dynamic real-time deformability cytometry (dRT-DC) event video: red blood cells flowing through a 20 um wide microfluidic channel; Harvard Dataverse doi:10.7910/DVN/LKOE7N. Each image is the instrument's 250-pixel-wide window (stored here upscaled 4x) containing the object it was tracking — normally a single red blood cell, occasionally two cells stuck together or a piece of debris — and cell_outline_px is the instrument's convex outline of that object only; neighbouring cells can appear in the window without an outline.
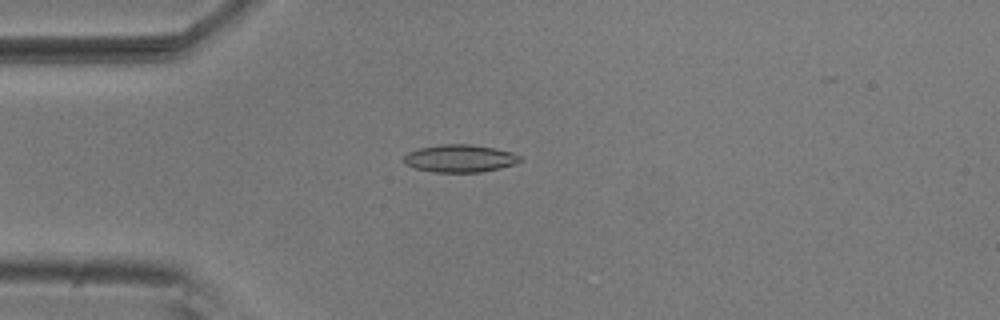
{"species": "common noctule bat (a hibernating species)", "species_latin": "Nyctalus noctula", "temperature_condition": "room temperature", "stored_images_in_passage": 31, "camera_frame_rate_fps": 3000, "um_per_image_px": 0.085, "animal": {"sex": "male", "body_mass_g": 20.5, "forearm_length_mm": 52.5}, "frame": {"image": 1, "passage_image": 3, "time_ms": 0.667, "image_size_px": [1000, 320], "cell_outline_px": [[524, 160], [516, 164], [500, 168], [480, 172], [432, 172], [416, 168], [404, 164], [404, 156], [408, 152], [420, 148], [440, 144], [472, 144], [512, 152], [520, 156]], "centroid_in_image_um": [39.11, 13.47], "position_along_channel_um": 45.9, "area_um2": 18.73}}
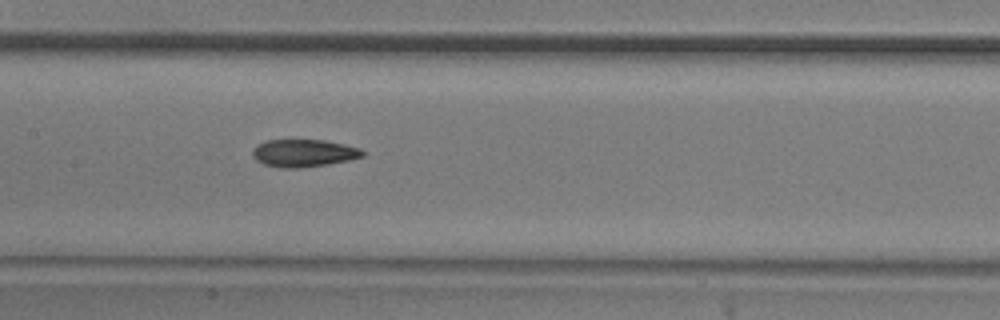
{"frame": {"image": 2, "passage_image": 15, "time_ms": 4.667, "image_size_px": [1000, 320], "cell_outline_px": [[364, 156], [348, 160], [328, 164], [300, 168], [280, 168], [264, 164], [256, 160], [252, 156], [252, 148], [256, 144], [264, 140], [324, 140], [344, 144], [360, 148], [364, 152]], "centroid_in_image_um": [25.77, 13.01], "position_along_channel_um": 181.6, "area_um2": 17.8}}
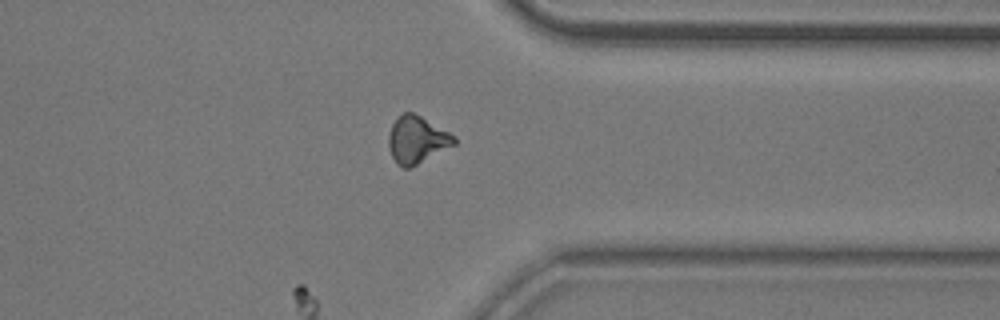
{"frame": {"image": 3, "passage_image": 31, "time_ms": 10.0, "image_size_px": [1000, 320], "cell_outline_px": [[456, 144], [408, 168], [404, 168], [396, 164], [388, 148], [388, 136], [392, 124], [404, 112], [412, 112], [420, 116], [456, 136]], "centroid_in_image_um": [35.42, 11.88], "position_along_channel_um": 376.0, "area_um2": 17.74}}